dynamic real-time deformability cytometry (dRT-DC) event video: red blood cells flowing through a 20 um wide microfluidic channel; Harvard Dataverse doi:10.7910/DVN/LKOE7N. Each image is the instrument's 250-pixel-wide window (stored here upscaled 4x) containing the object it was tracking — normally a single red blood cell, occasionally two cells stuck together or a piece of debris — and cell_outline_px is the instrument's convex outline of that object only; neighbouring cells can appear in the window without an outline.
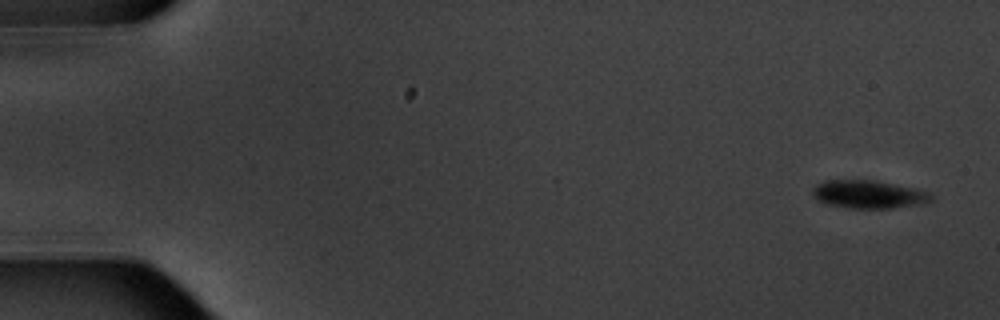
{"species": "common noctule bat (a hibernating species)", "species_latin": "Nyctalus noctula", "temperature_condition": "warm", "stored_images_in_passage": 6, "camera_frame_rate_fps": 3000, "um_per_image_px": 0.085, "animal": {"sex": "male", "body_mass_g": 20.1, "forearm_length_mm": 53.5}, "frame": {"image": 1, "passage_image": 1, "time_ms": 0.0, "image_size_px": [1000, 320], "cell_outline_px": [[932, 200], [928, 204], [892, 208], [848, 208], [824, 204], [812, 196], [812, 188], [816, 184], [824, 180], [876, 180], [912, 188], [928, 192], [932, 196]], "centroid_in_image_um": [73.8, 16.53], "position_along_channel_um": 11.2, "area_um2": 19.65}}
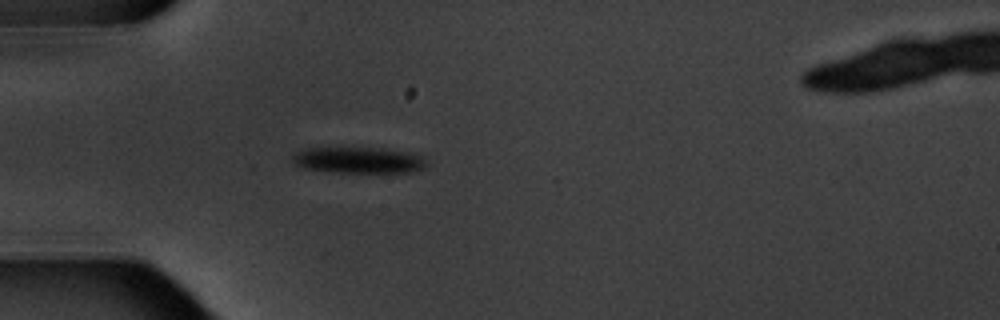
{"frame": {"image": 2, "passage_image": 5, "time_ms": 5.0, "image_size_px": [1000, 320], "cell_outline_px": [[428, 164], [424, 168], [408, 172], [336, 172], [304, 168], [296, 164], [292, 160], [292, 156], [296, 152], [304, 148], [384, 148], [416, 152], [424, 156]], "centroid_in_image_um": [30.56, 13.59], "position_along_channel_um": 54.4, "area_um2": 20.63}}